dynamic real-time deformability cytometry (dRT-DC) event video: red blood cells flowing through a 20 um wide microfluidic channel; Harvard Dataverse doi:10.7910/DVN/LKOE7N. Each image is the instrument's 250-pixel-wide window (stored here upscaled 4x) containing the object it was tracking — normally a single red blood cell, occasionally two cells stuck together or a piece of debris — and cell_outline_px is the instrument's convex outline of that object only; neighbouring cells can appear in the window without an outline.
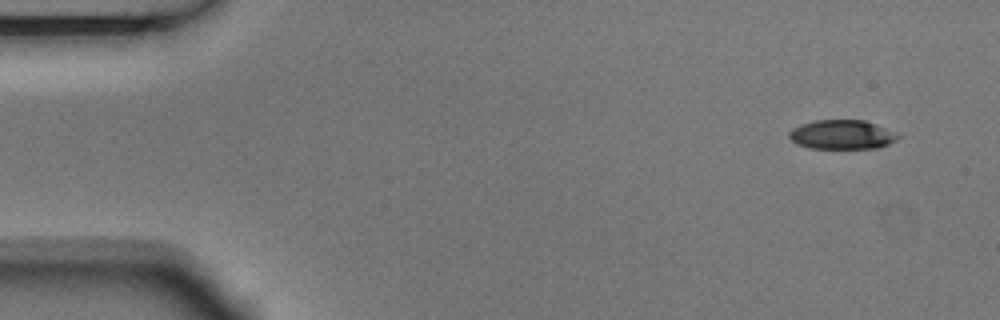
{"species": "Egyptian fruit bat (a non-hibernating species)", "species_latin": "Rousettus aegyptiacus", "temperature_condition": "room temperature", "stored_images_in_passage": 6, "camera_frame_rate_fps": 3000, "um_per_image_px": 0.085, "animal": {"sex": "male"}, "frame": {"image": 1, "passage_image": 1, "time_ms": 0.0, "image_size_px": [1000, 320], "cell_outline_px": [[900, 136], [896, 140], [880, 148], [808, 148], [796, 144], [788, 136], [788, 132], [792, 128], [800, 124], [812, 120], [864, 120], [900, 132]], "centroid_in_image_um": [71.58, 11.43], "position_along_channel_um": 13.4, "area_um2": 18.9}}
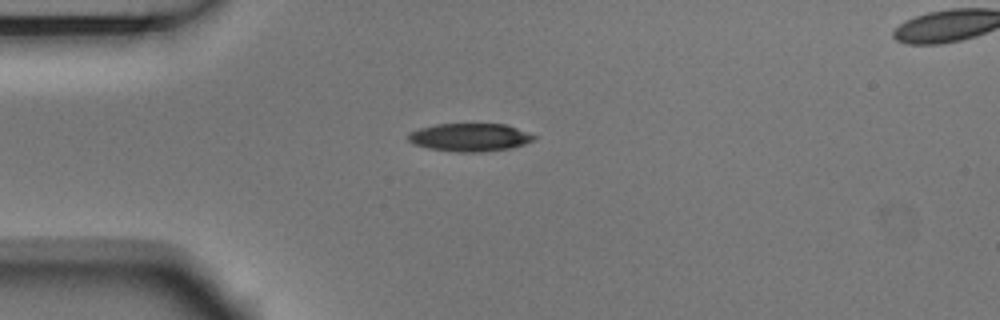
{"frame": {"image": 2, "passage_image": 4, "time_ms": 1.0, "image_size_px": [1000, 320], "cell_outline_px": [[536, 136], [532, 140], [524, 144], [512, 148], [480, 152], [456, 152], [428, 148], [412, 144], [408, 140], [408, 132], [420, 128], [436, 124], [504, 124], [516, 128]], "centroid_in_image_um": [39.88, 11.68], "position_along_channel_um": 45.1, "area_um2": 20.46}}
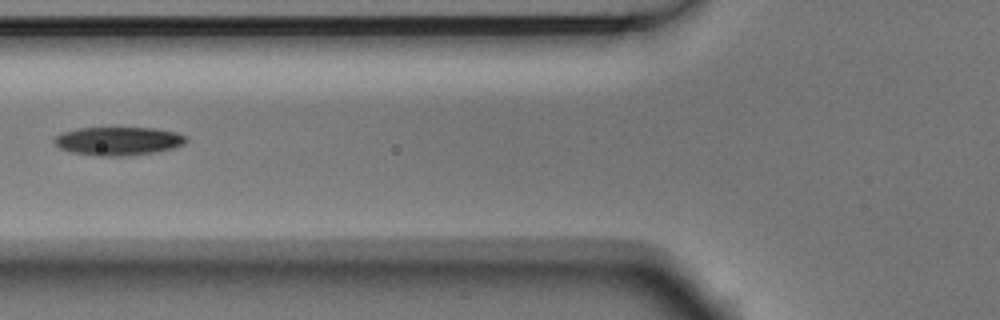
{"frame": {"image": 3, "passage_image": 6, "time_ms": 1.667, "image_size_px": [1000, 320], "cell_outline_px": [[188, 140], [184, 144], [176, 148], [156, 152], [124, 156], [96, 156], [72, 152], [60, 148], [52, 140], [60, 132], [76, 128], [156, 128], [176, 132], [188, 136]], "centroid_in_image_um": [10.08, 11.99], "position_along_channel_um": 115.7, "area_um2": 22.14}}